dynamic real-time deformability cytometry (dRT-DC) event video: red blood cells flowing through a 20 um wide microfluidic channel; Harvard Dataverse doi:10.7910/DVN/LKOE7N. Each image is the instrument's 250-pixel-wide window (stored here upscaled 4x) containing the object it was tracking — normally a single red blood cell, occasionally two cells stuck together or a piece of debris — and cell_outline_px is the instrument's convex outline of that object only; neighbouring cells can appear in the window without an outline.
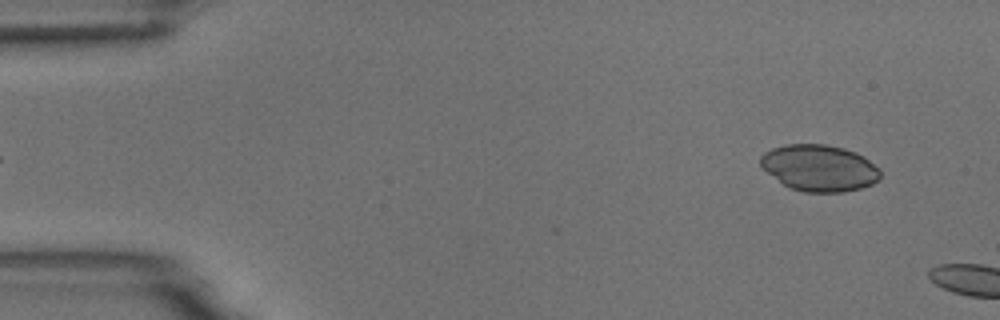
{"species": "common noctule bat (a hibernating species)", "species_latin": "Nyctalus noctula", "temperature_condition": "room temperature", "stored_images_in_passage": 5, "camera_frame_rate_fps": 3000, "um_per_image_px": 0.085, "animal": {"sex": "male", "body_mass_g": 18.8}, "frame": {"image": 1, "passage_image": 2, "time_ms": 0.333, "image_size_px": [1000, 320], "cell_outline_px": [[880, 180], [872, 184], [860, 188], [844, 192], [804, 192], [792, 188], [784, 184], [768, 172], [760, 164], [760, 156], [764, 152], [772, 148], [784, 144], [824, 144], [844, 148], [856, 152], [864, 156], [880, 168]], "centroid_in_image_um": [69.67, 14.26], "position_along_channel_um": 15.3, "area_um2": 32.48}}